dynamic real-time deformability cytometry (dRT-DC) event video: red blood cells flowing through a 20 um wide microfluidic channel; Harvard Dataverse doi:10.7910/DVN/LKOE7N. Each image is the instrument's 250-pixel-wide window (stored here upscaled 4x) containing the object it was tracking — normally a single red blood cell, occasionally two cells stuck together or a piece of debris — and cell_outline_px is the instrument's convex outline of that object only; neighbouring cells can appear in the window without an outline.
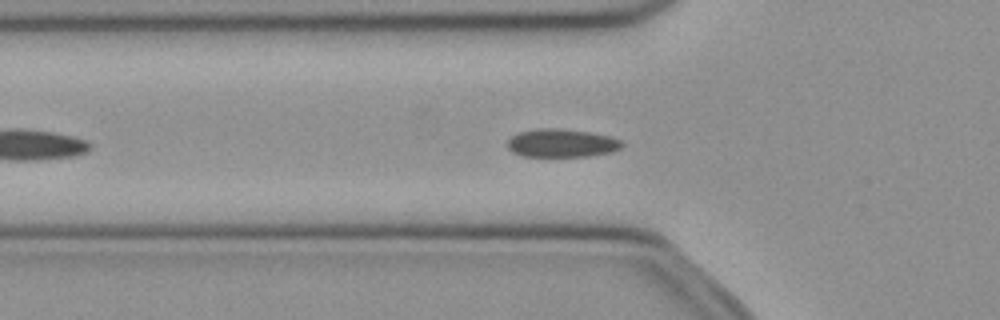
{"species": "common noctule bat (a hibernating species)", "species_latin": "Nyctalus noctula", "temperature_condition": "cold", "stored_images_in_passage": 42, "camera_frame_rate_fps": 3000, "um_per_image_px": 0.085, "animal": {"sex": "female", "body_mass_g": 21.9}, "frame": {"image": 1, "passage_image": 8, "time_ms": 2.333, "image_size_px": [1000, 320], "cell_outline_px": [[624, 144], [620, 148], [612, 152], [588, 156], [524, 156], [512, 152], [508, 148], [508, 140], [512, 136], [520, 132], [536, 128], [560, 128], [588, 132], [612, 136], [620, 140]], "centroid_in_image_um": [47.75, 12.16], "position_along_channel_um": 78.0, "area_um2": 18.84}}
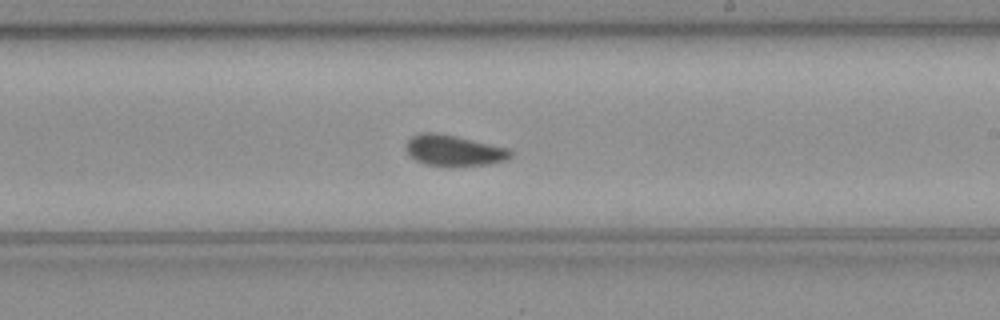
{"frame": {"image": 2, "passage_image": 21, "time_ms": 6.667, "image_size_px": [1000, 320], "cell_outline_px": [[512, 156], [508, 160], [488, 164], [452, 168], [424, 164], [408, 156], [404, 148], [404, 144], [412, 136], [420, 132], [436, 132], [456, 136], [508, 148], [512, 152]], "centroid_in_image_um": [38.53, 12.82], "position_along_channel_um": 250.5, "area_um2": 19.48}}
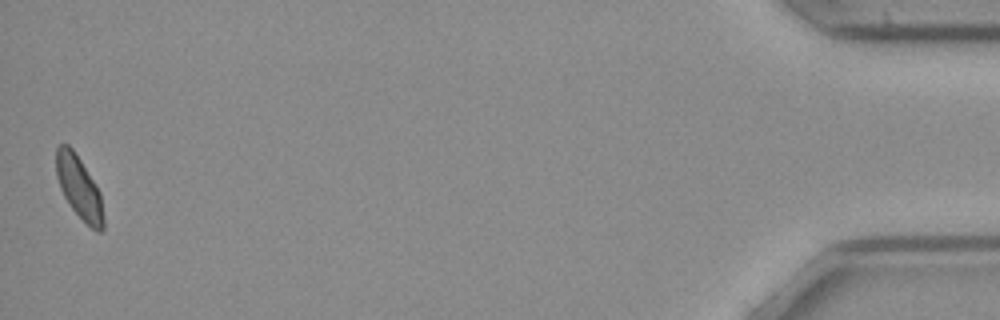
{"frame": {"image": 3, "passage_image": 42, "time_ms": 13.667, "image_size_px": [1000, 320], "cell_outline_px": [[104, 228], [100, 232], [96, 232], [72, 208], [64, 196], [60, 188], [56, 176], [56, 148], [60, 144], [68, 144], [72, 148], [96, 184], [100, 192], [104, 216]], "centroid_in_image_um": [6.73, 15.93], "position_along_channel_um": 428.5, "area_um2": 17.11}, "authors_computed_cell_mechanics": {"area_um2": 18.6116, "velocity_mm_per_s": 3.9571, "shape_relaxation_time_tau1_ms": 6.5711, "shape_relaxation_time_tau2_ms": 2.1861, "deformation_change_tau1": 0.096, "deformation_change_tau2": 0.0375}}